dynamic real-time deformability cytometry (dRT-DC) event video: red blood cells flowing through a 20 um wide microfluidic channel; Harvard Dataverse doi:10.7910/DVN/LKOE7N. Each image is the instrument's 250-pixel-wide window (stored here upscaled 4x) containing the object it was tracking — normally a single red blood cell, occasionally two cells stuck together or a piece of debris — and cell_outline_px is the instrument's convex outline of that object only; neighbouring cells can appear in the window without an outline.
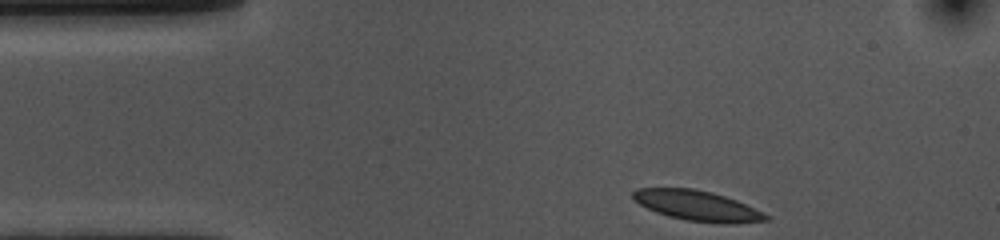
{"species": "common noctule bat (a hibernating species)", "species_latin": "Nyctalus noctula", "temperature_condition": "cold", "stored_images_in_passage": 36, "camera_frame_rate_fps": 3000, "um_per_image_px": 0.085, "animal": {"sex": "female", "body_mass_g": 10.0, "forearm_length_mm": 53.1}, "frame": {"image": 1, "passage_image": 1, "time_ms": 0.0, "image_size_px": [1000, 240], "cell_outline_px": [[768, 220], [736, 224], [720, 224], [684, 220], [668, 216], [656, 212], [640, 204], [632, 196], [632, 192], [636, 188], [692, 188], [712, 192], [736, 200], [768, 216]], "centroid_in_image_um": [59.24, 17.49], "position_along_channel_um": 25.8, "area_um2": 23.24}}
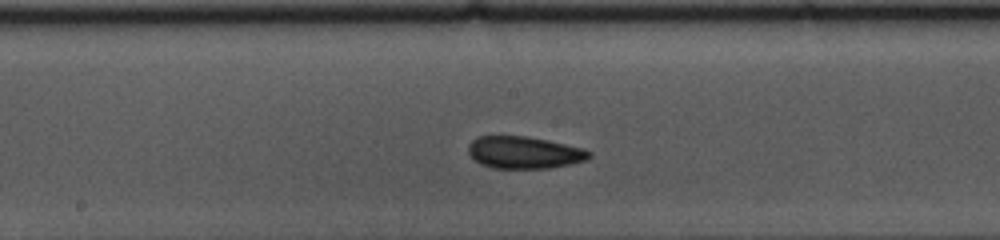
{"frame": {"image": 2, "passage_image": 20, "time_ms": 6.333, "image_size_px": [1000, 240], "cell_outline_px": [[592, 156], [588, 160], [572, 164], [548, 168], [492, 168], [480, 164], [468, 152], [468, 144], [472, 140], [480, 136], [528, 136], [548, 140], [584, 148], [592, 152]], "centroid_in_image_um": [44.6, 12.96], "position_along_channel_um": 203.6, "area_um2": 22.83}}
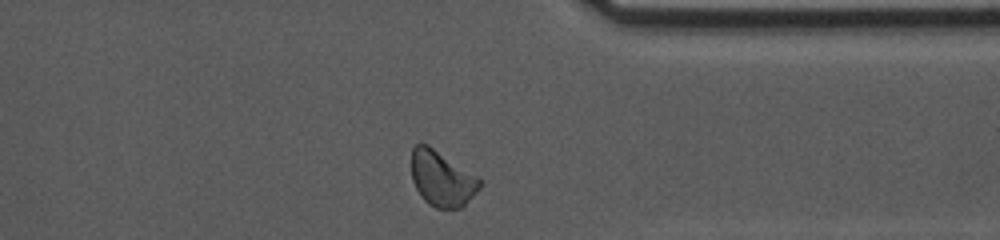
{"frame": {"image": 3, "passage_image": 35, "time_ms": 11.333, "image_size_px": [1000, 240], "cell_outline_px": [[484, 184], [460, 208], [436, 208], [428, 204], [420, 196], [412, 180], [412, 148], [416, 144], [428, 144], [480, 180]], "centroid_in_image_um": [37.52, 15.2], "position_along_channel_um": 373.9, "area_um2": 21.56}, "authors_computed_cell_mechanics": {"area_um2": 22.6576, "velocity_mm_per_s": 3.5505, "shape_relaxation_time_tau1_ms": 8.8321, "shape_relaxation_time_tau2_ms": 2.6, "deformation_change_tau1": 0.1223, "deformation_change_tau2": 0.0702}}